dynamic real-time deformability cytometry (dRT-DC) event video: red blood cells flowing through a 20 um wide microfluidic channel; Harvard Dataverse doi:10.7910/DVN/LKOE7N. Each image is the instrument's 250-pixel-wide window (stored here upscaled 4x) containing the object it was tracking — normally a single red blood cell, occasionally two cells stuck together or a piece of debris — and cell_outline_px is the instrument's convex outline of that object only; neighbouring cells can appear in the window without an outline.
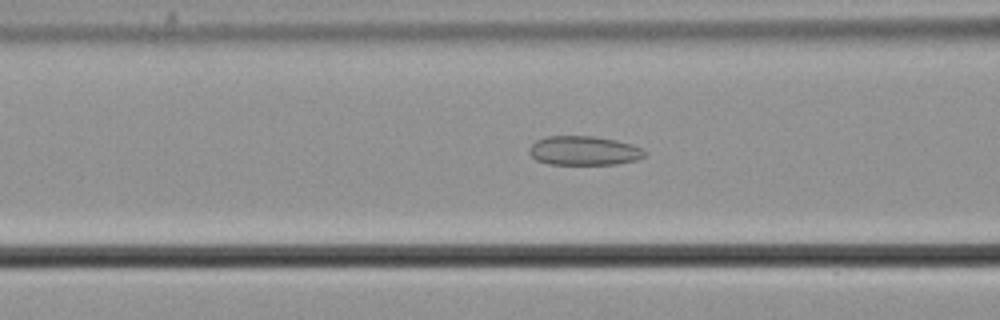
{"species": "common noctule bat (a hibernating species)", "species_latin": "Nyctalus noctula", "temperature_condition": "cold", "stored_images_in_passage": 35, "camera_frame_rate_fps": 3000, "um_per_image_px": 0.085, "animal": {"sex": "male", "body_mass_g": 21.5, "forearm_length_mm": 52.0}, "frame": {"image": 1, "passage_image": 23, "time_ms": 7.333, "image_size_px": [1000, 320], "cell_outline_px": [[648, 152], [644, 156], [636, 160], [616, 164], [548, 164], [536, 160], [528, 152], [528, 148], [536, 140], [548, 136], [592, 136], [616, 140], [632, 144]], "centroid_in_image_um": [49.62, 12.81], "position_along_channel_um": 117.0, "area_um2": 19.65}}
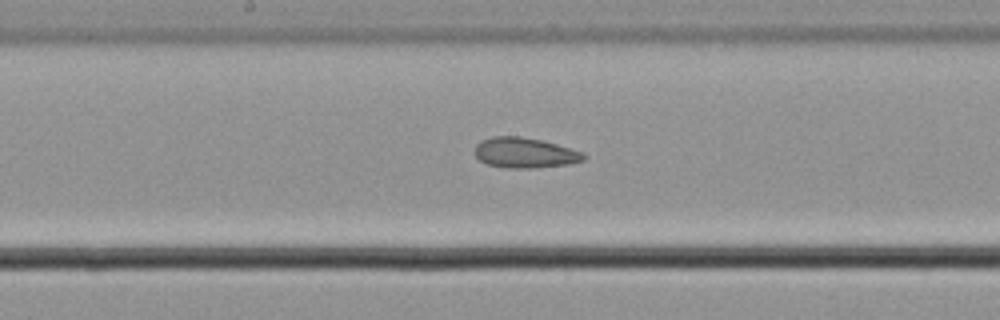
{"frame": {"image": 2, "passage_image": 30, "time_ms": 9.667, "image_size_px": [1000, 320], "cell_outline_px": [[588, 156], [584, 160], [568, 164], [536, 168], [508, 168], [488, 164], [480, 160], [476, 156], [476, 144], [480, 140], [492, 136], [520, 136], [540, 140], [556, 144], [584, 152]], "centroid_in_image_um": [44.63, 12.98], "position_along_channel_um": 203.6, "area_um2": 19.25}}
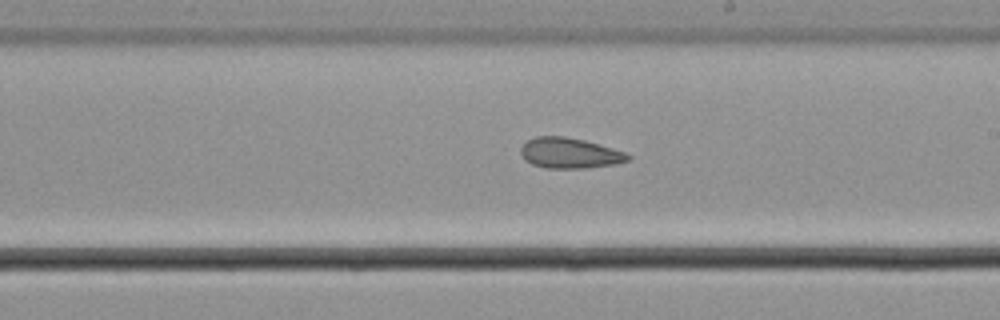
{"frame": {"image": 3, "passage_image": 33, "time_ms": 10.667, "image_size_px": [1000, 320], "cell_outline_px": [[632, 156], [628, 160], [616, 164], [588, 168], [544, 168], [532, 164], [524, 160], [520, 152], [520, 148], [528, 140], [536, 136], [564, 136], [584, 140], [612, 148], [624, 152]], "centroid_in_image_um": [48.4, 13.02], "position_along_channel_um": 240.6, "area_um2": 19.07}}